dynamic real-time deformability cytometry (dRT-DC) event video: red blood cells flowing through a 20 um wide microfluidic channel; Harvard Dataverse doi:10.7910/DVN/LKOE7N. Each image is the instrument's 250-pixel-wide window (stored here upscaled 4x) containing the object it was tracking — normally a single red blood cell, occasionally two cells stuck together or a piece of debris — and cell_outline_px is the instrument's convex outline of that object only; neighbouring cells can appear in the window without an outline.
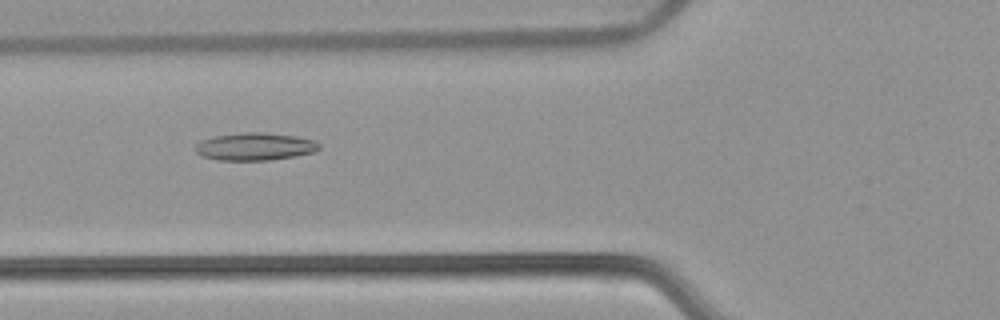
{"species": "common noctule bat (a hibernating species)", "species_latin": "Nyctalus noctula", "temperature_condition": "warm", "stored_images_in_passage": 54, "camera_frame_rate_fps": 3000, "um_per_image_px": 0.085, "animal": {"sex": "female", "body_mass_g": 22.7, "forearm_length_mm": 54.2}, "frame": {"image": 1, "passage_image": 21, "time_ms": 6.667, "image_size_px": [1000, 320], "cell_outline_px": [[320, 148], [312, 152], [296, 156], [272, 160], [216, 160], [200, 156], [196, 152], [196, 144], [200, 140], [216, 136], [244, 132], [264, 132], [296, 136], [316, 140], [320, 144]], "centroid_in_image_um": [21.67, 12.46], "position_along_channel_um": 104.1, "area_um2": 20.06}}
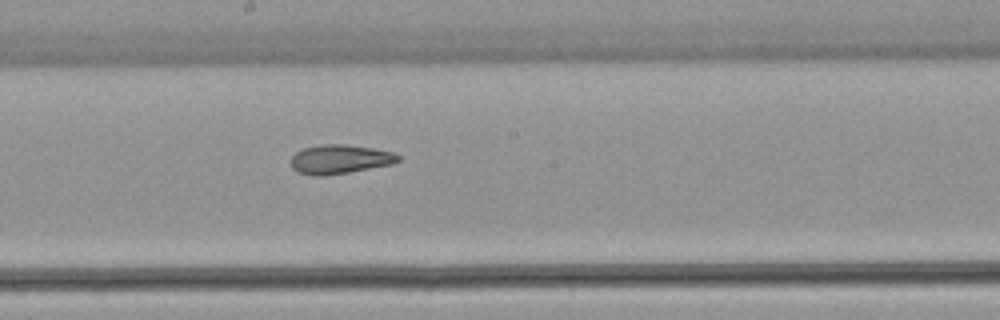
{"frame": {"image": 2, "passage_image": 30, "time_ms": 9.667, "image_size_px": [1000, 320], "cell_outline_px": [[400, 160], [392, 164], [348, 172], [320, 176], [316, 176], [296, 172], [292, 168], [292, 156], [296, 152], [304, 148], [324, 144], [344, 144], [372, 148], [392, 152], [400, 156]], "centroid_in_image_um": [28.88, 13.53], "position_along_channel_um": 219.3, "area_um2": 17.98}}
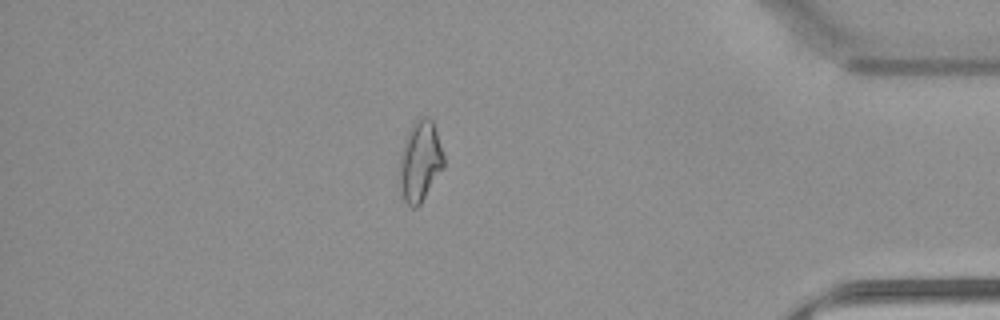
{"frame": {"image": 3, "passage_image": 47, "time_ms": 15.333, "image_size_px": [1000, 320], "cell_outline_px": [[444, 168], [420, 204], [416, 208], [412, 208], [404, 200], [400, 188], [400, 152], [404, 140], [412, 124], [420, 116], [428, 116], [432, 120], [444, 156]], "centroid_in_image_um": [35.71, 13.7], "position_along_channel_um": 399.5, "area_um2": 20.75}, "authors_computed_cell_mechanics": {"area_um2": 20.808, "velocity_mm_per_s": 3.8266, "shape_relaxation_time_tau1_ms": null, "shape_relaxation_time_tau2_ms": 3.1571, "deformation_change_tau1": null, "deformation_change_tau2": 0.1109}}